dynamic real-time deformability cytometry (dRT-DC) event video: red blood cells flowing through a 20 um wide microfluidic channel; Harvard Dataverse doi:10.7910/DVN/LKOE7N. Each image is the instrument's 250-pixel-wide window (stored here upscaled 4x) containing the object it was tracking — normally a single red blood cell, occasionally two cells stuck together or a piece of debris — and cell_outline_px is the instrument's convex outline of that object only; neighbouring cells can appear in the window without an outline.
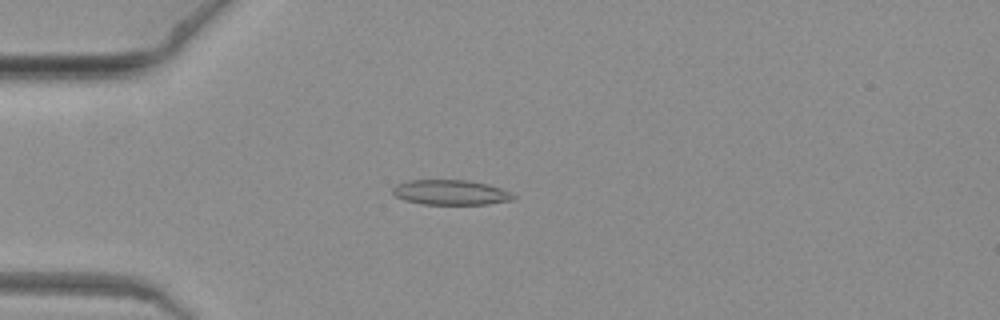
{"species": "common noctule bat (a hibernating species)", "species_latin": "Nyctalus noctula", "temperature_condition": "warm", "stored_images_in_passage": 6, "camera_frame_rate_fps": 3000, "um_per_image_px": 0.085, "animal": {"sex": "female", "body_mass_g": 19.3, "forearm_length_mm": 54.1}, "frame": {"image": 1, "passage_image": 5, "time_ms": 1.333, "image_size_px": [1000, 320], "cell_outline_px": [[516, 196], [512, 200], [488, 204], [420, 204], [404, 200], [396, 196], [392, 192], [392, 188], [396, 184], [408, 180], [468, 180], [488, 184], [500, 188]], "centroid_in_image_um": [38.27, 16.35], "position_along_channel_um": 46.7, "area_um2": 17.57}}